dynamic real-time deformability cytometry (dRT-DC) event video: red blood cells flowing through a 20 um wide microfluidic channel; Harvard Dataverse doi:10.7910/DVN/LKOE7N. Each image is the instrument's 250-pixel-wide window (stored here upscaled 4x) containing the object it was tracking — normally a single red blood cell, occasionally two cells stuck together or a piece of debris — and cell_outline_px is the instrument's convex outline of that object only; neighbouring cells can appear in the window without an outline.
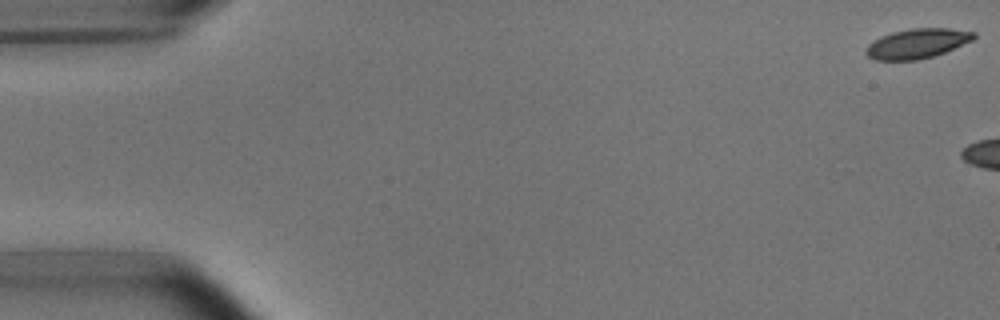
{"species": "common noctule bat (a hibernating species)", "species_latin": "Nyctalus noctula", "temperature_condition": "room temperature", "stored_images_in_passage": 5, "camera_frame_rate_fps": 3000, "um_per_image_px": 0.085, "animal": {"sex": "male", "body_mass_g": 15.6}, "frame": {"image": 1, "passage_image": 1, "time_ms": 0.0, "image_size_px": [1000, 320], "cell_outline_px": [[976, 36], [972, 40], [944, 52], [932, 56], [916, 60], [876, 60], [868, 56], [864, 52], [868, 44], [880, 36], [892, 32], [912, 28], [948, 28], [976, 32]], "centroid_in_image_um": [77.93, 3.69], "position_along_channel_um": 7.1, "area_um2": 18.55}}